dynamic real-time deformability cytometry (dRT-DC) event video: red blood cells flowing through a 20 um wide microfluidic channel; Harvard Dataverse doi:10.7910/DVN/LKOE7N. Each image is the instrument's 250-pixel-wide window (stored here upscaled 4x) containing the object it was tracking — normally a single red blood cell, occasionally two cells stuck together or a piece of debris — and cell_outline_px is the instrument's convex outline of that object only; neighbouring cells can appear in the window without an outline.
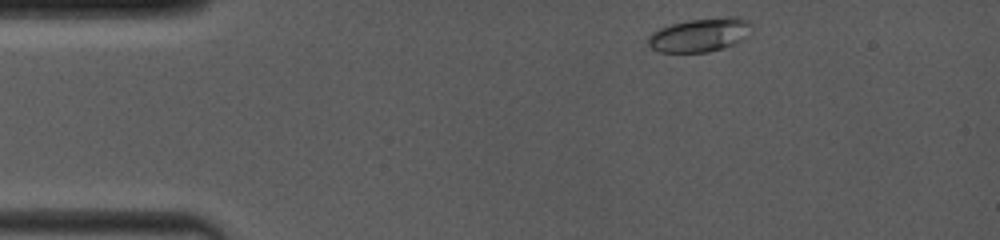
{"species": "common noctule bat (a hibernating species)", "species_latin": "Nyctalus noctula", "temperature_condition": "room temperature", "stored_images_in_passage": 16, "camera_frame_rate_fps": 4000, "um_per_image_px": 0.085, "animal": {"sex": "female", "body_mass_g": 19.0, "forearm_length_mm": 53.3}, "frame": {"image": 1, "passage_image": 2, "time_ms": 0.25, "image_size_px": [1000, 240], "cell_outline_px": [[752, 36], [724, 48], [708, 52], [656, 52], [648, 44], [648, 36], [652, 32], [660, 28], [672, 24], [688, 20], [724, 16], [736, 16], [748, 20], [752, 24]], "centroid_in_image_um": [59.56, 2.96], "position_along_channel_um": 25.4, "area_um2": 20.81}}
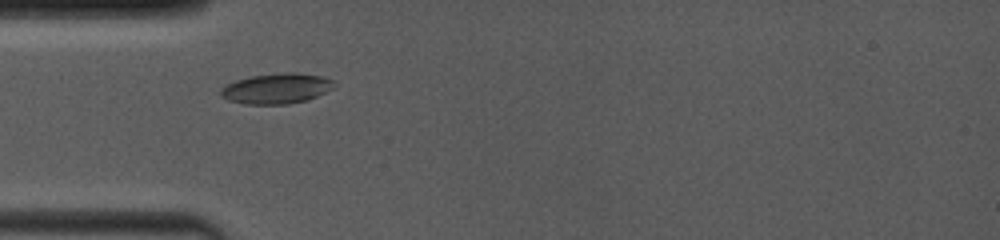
{"frame": {"image": 2, "passage_image": 15, "time_ms": 2.75, "image_size_px": [1000, 240], "cell_outline_px": [[336, 84], [332, 88], [308, 100], [288, 104], [244, 104], [228, 100], [220, 96], [220, 88], [236, 80], [252, 76], [288, 72], [292, 72], [320, 76], [332, 80]], "centroid_in_image_um": [23.47, 7.53], "position_along_channel_um": 61.5, "area_um2": 19.88}}